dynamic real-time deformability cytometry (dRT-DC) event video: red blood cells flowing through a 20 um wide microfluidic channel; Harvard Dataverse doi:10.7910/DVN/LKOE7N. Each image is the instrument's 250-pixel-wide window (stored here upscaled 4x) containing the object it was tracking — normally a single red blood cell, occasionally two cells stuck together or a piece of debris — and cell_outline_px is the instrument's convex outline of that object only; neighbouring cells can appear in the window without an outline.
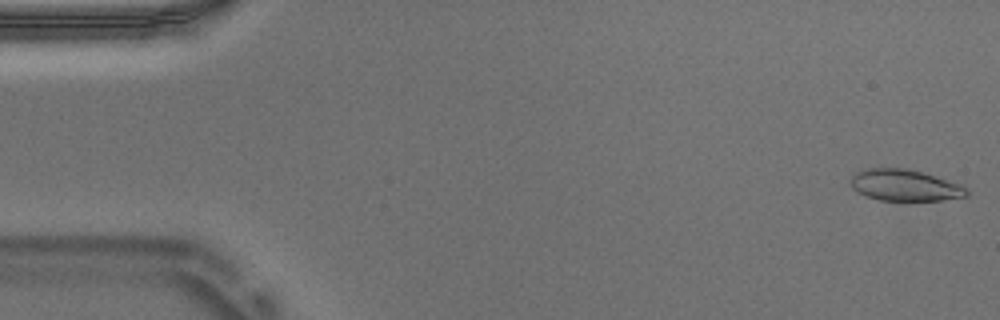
{"species": "Egyptian fruit bat (a non-hibernating species)", "species_latin": "Rousettus aegyptiacus", "temperature_condition": "warm", "stored_images_in_passage": 53, "camera_frame_rate_fps": 3000, "um_per_image_px": 0.085, "animal": {"sex": "male"}, "frame": {"image": 1, "passage_image": 1, "time_ms": 0.0, "image_size_px": [1000, 320], "cell_outline_px": [[968, 196], [940, 200], [880, 200], [864, 196], [856, 192], [852, 188], [852, 176], [856, 172], [868, 168], [908, 168], [924, 172], [960, 184], [968, 188]], "centroid_in_image_um": [76.92, 15.74], "position_along_channel_um": 8.1, "area_um2": 21.33}}
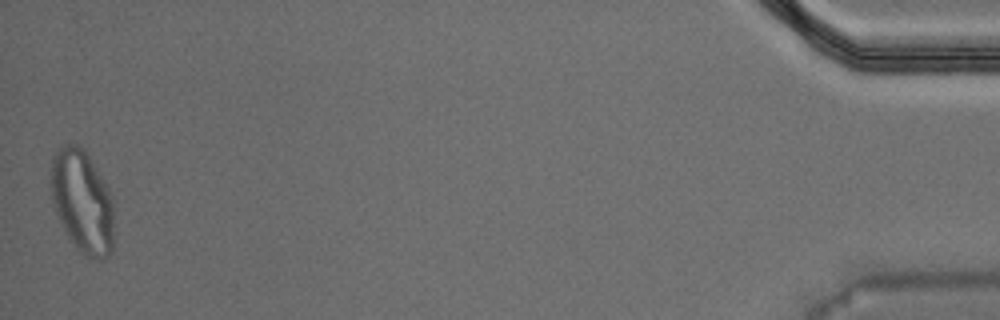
{"frame": {"image": 2, "passage_image": 53, "time_ms": 17.333, "image_size_px": [1000, 320], "cell_outline_px": [[112, 252], [104, 260], [100, 260], [84, 256], [68, 240], [56, 212], [52, 200], [52, 156], [64, 144], [76, 144], [84, 148], [108, 188], [112, 200]], "centroid_in_image_um": [6.99, 17.17], "position_along_channel_um": 428.2, "area_um2": 37.69}, "authors_computed_cell_mechanics": {"area_um2": 21.8484, "velocity_mm_per_s": 3.7261, "shape_relaxation_time_tau1_ms": 11.3222, "shape_relaxation_time_tau2_ms": 0.8735, "deformation_change_tau1": 0.2939, "deformation_change_tau2": 0.0656}}